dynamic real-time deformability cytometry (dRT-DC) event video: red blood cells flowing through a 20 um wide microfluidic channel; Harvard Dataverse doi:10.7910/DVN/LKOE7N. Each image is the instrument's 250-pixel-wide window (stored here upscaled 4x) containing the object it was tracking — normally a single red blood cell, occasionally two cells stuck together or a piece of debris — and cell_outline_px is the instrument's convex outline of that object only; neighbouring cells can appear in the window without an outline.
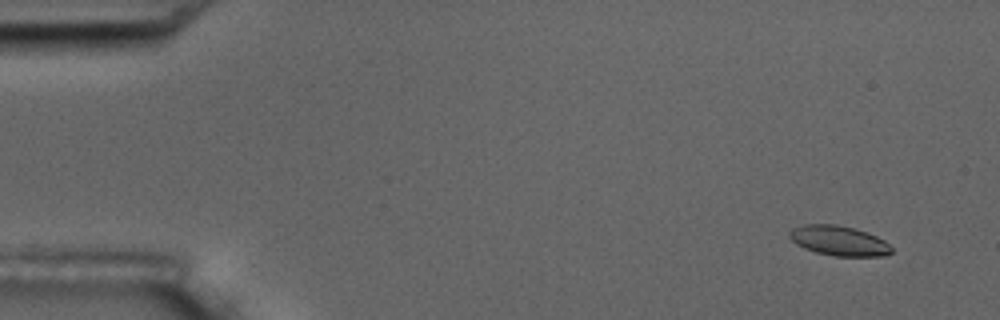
{"species": "common noctule bat (a hibernating species)", "species_latin": "Nyctalus noctula", "temperature_condition": "room temperature", "stored_images_in_passage": 6, "camera_frame_rate_fps": 3000, "um_per_image_px": 0.085, "animal": {"sex": "male", "body_mass_g": 17.5, "forearm_length_mm": 52.3}, "frame": {"image": 1, "passage_image": 1, "time_ms": 0.0, "image_size_px": [1000, 320], "cell_outline_px": [[892, 252], [884, 256], [836, 256], [816, 252], [804, 248], [796, 244], [788, 236], [788, 232], [792, 228], [804, 224], [836, 224], [868, 232], [884, 240], [892, 248]], "centroid_in_image_um": [71.29, 20.45], "position_along_channel_um": 13.7, "area_um2": 17.8}}
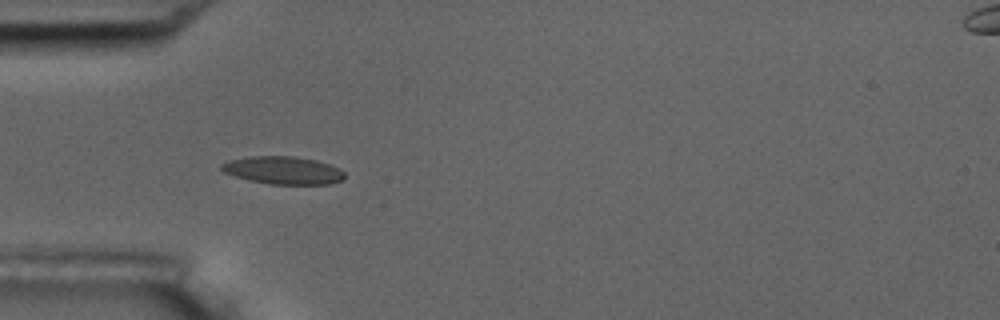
{"frame": {"image": 2, "passage_image": 5, "time_ms": 4.667, "image_size_px": [1000, 320], "cell_outline_px": [[344, 180], [332, 184], [268, 184], [248, 180], [224, 172], [220, 168], [220, 164], [228, 160], [248, 156], [296, 156], [316, 160], [340, 168], [344, 172]], "centroid_in_image_um": [24.07, 14.47], "position_along_channel_um": 60.9, "area_um2": 20.11}}